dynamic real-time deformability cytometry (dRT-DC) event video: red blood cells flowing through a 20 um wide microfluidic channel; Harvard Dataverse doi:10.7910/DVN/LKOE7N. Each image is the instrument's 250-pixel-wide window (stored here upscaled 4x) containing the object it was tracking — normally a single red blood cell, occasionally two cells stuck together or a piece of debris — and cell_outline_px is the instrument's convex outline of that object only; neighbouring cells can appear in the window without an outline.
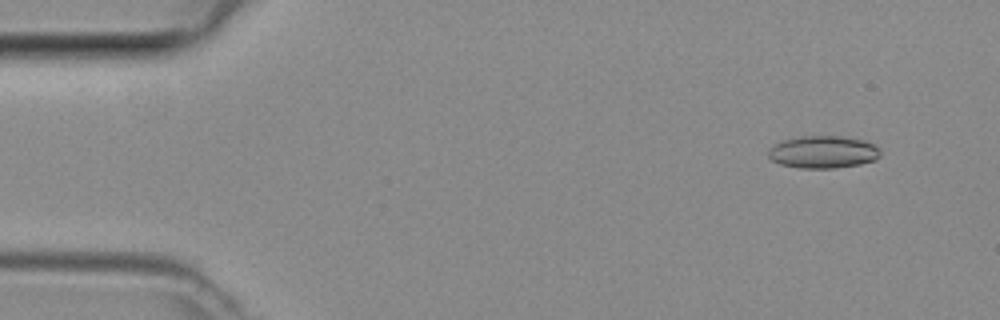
{"species": "common noctule bat (a hibernating species)", "species_latin": "Nyctalus noctula", "temperature_condition": "room temperature", "stored_images_in_passage": 46, "camera_frame_rate_fps": 3000, "um_per_image_px": 0.085, "animal": {"sex": "female", "body_mass_g": 29.2, "forearm_length_mm": 56.3}, "frame": {"image": 1, "passage_image": 4, "time_ms": 1.0, "image_size_px": [1000, 320], "cell_outline_px": [[880, 156], [876, 160], [860, 164], [836, 168], [800, 168], [780, 164], [772, 160], [768, 156], [768, 148], [772, 144], [784, 140], [800, 136], [840, 136], [864, 140], [880, 148]], "centroid_in_image_um": [69.95, 12.92], "position_along_channel_um": 15.0, "area_um2": 21.33}}
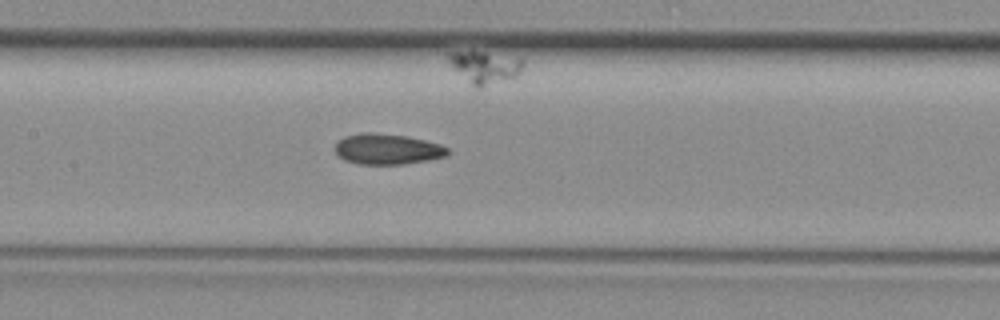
{"frame": {"image": 2, "passage_image": 22, "time_ms": 7.0, "image_size_px": [1000, 320], "cell_outline_px": [[448, 156], [428, 160], [404, 164], [360, 164], [344, 160], [336, 152], [336, 144], [344, 136], [364, 132], [372, 132], [408, 136], [440, 144], [448, 148]], "centroid_in_image_um": [32.95, 12.67], "position_along_channel_um": 174.5, "area_um2": 20.06}}
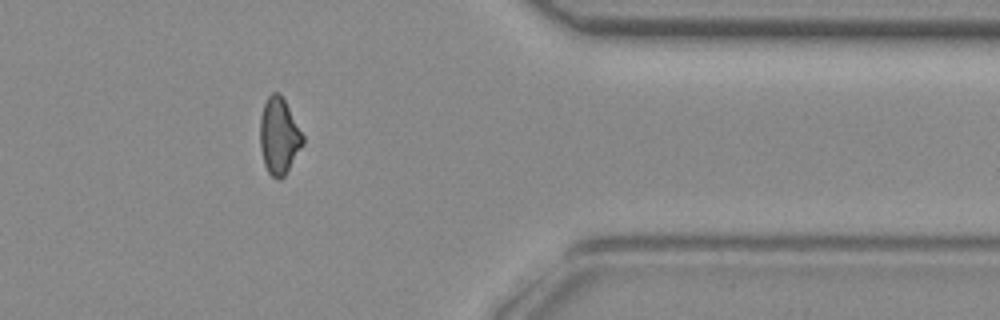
{"frame": {"image": 3, "passage_image": 38, "time_ms": 12.333, "image_size_px": [1000, 320], "cell_outline_px": [[304, 144], [284, 176], [280, 180], [276, 180], [268, 172], [264, 164], [260, 148], [260, 116], [264, 104], [268, 96], [272, 92], [280, 92], [304, 136]], "centroid_in_image_um": [23.71, 11.57], "position_along_channel_um": 387.7, "area_um2": 19.13}}